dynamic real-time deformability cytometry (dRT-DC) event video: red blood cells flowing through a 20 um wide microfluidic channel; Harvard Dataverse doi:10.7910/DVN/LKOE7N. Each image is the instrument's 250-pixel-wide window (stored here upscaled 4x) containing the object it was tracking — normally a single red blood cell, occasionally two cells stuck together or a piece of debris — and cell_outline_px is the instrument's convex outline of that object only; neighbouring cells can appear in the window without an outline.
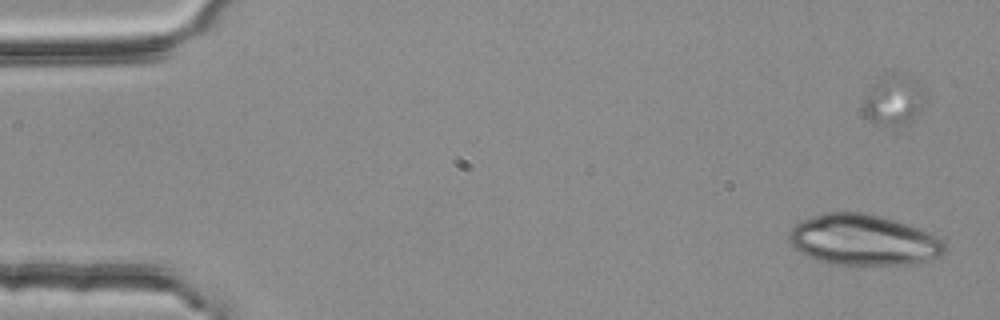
{"species": "common noctule bat (a hibernating species)", "species_latin": "Nyctalus noctula", "temperature_condition": "room temperature", "stored_images_in_passage": 4, "segment_of_instrument_passage": [1, 2], "camera_frame_rate_fps": 3000, "um_per_image_px": 0.085, "animal": {"sex": "female", "body_mass_g": 25.1}, "frame": {"image": 1, "passage_image": 1, "time_ms": 0.0, "image_size_px": [1000, 320], "cell_outline_px": [[948, 248], [940, 256], [908, 264], [832, 264], [816, 260], [800, 252], [788, 240], [788, 232], [796, 224], [812, 216], [824, 212], [864, 212], [896, 220], [940, 236], [944, 240]], "centroid_in_image_um": [73.41, 20.38], "position_along_channel_um": 11.6, "area_um2": 46.07}}